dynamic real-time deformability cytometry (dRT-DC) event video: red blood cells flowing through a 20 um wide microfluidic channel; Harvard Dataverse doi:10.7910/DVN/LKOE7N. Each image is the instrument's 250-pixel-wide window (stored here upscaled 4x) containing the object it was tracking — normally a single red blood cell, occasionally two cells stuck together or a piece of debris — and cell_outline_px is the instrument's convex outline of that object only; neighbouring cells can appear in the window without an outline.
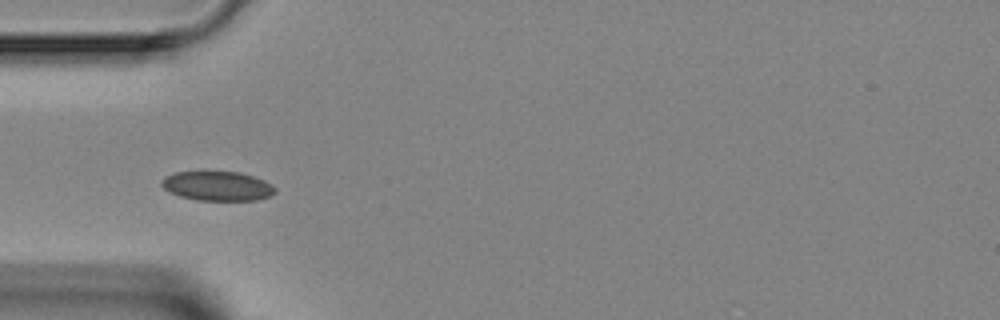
{"species": "Egyptian fruit bat (a non-hibernating species)", "species_latin": "Rousettus aegyptiacus", "temperature_condition": "room temperature", "stored_images_in_passage": 5, "camera_frame_rate_fps": 3000, "um_per_image_px": 0.085, "animal": {"sex": "female"}, "frame": {"image": 1, "passage_image": 3, "time_ms": 2.333, "image_size_px": [1000, 320], "cell_outline_px": [[276, 192], [272, 196], [256, 200], [196, 200], [180, 196], [168, 192], [160, 184], [164, 176], [176, 172], [204, 168], [240, 172], [264, 180], [272, 184], [276, 188]], "centroid_in_image_um": [18.45, 15.76], "position_along_channel_um": 66.6, "area_um2": 20.46}}
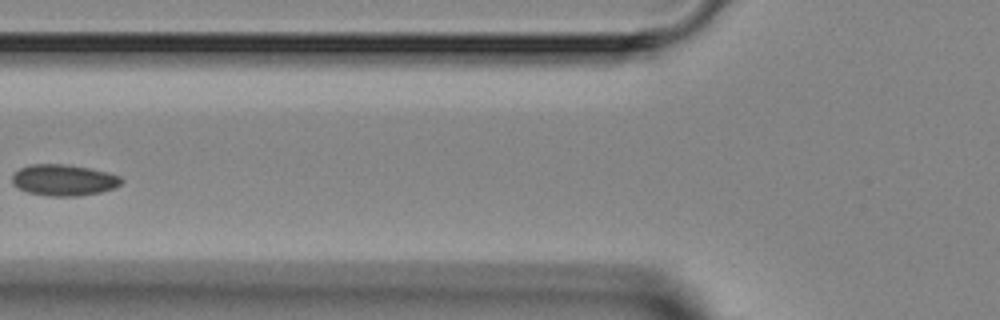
{"frame": {"image": 2, "passage_image": 4, "time_ms": 3.667, "image_size_px": [1000, 320], "cell_outline_px": [[124, 180], [116, 188], [100, 192], [80, 196], [48, 196], [28, 192], [16, 188], [12, 184], [12, 176], [20, 168], [28, 164], [64, 164], [88, 168], [108, 172], [120, 176]], "centroid_in_image_um": [5.41, 15.31], "position_along_channel_um": 120.4, "area_um2": 20.06}}
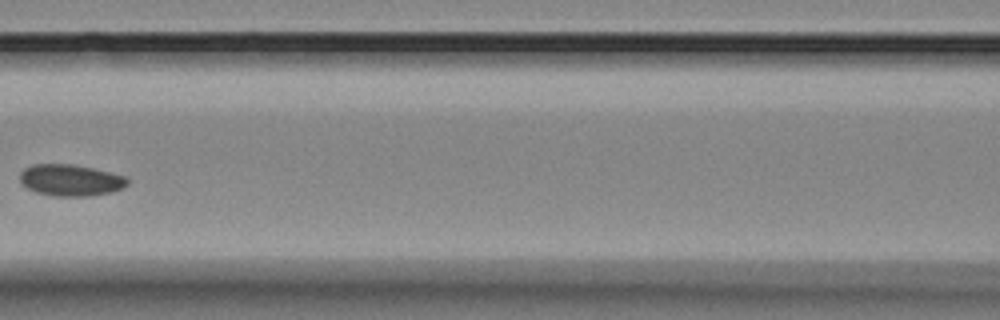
{"frame": {"image": 3, "passage_image": 5, "time_ms": 4.667, "image_size_px": [1000, 320], "cell_outline_px": [[128, 184], [124, 188], [112, 192], [88, 196], [56, 196], [36, 192], [20, 184], [20, 172], [24, 168], [32, 164], [72, 164], [92, 168], [128, 176]], "centroid_in_image_um": [6.01, 15.31], "position_along_channel_um": 160.6, "area_um2": 19.94}}